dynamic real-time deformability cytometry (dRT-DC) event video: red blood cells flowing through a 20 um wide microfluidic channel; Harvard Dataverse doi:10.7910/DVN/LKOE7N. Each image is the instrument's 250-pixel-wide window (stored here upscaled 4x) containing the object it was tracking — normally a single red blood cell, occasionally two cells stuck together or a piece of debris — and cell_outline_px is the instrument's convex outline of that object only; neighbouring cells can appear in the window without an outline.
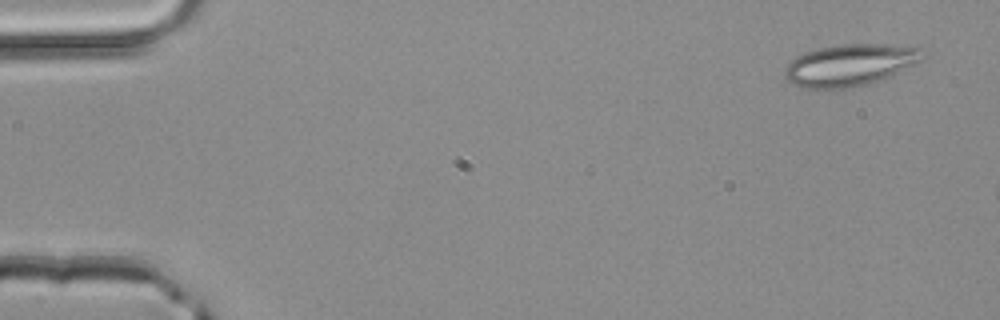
{"species": "common noctule bat (a hibernating species)", "species_latin": "Nyctalus noctula", "temperature_condition": "room temperature", "stored_images_in_passage": 2, "camera_frame_rate_fps": 3000, "um_per_image_px": 0.085, "animal": {"sex": "male", "body_mass_g": 20.4}, "frame": {"image": 1, "passage_image": 2, "time_ms": 0.333, "image_size_px": [1000, 320], "cell_outline_px": [[928, 56], [924, 60], [892, 76], [868, 84], [852, 88], [804, 88], [788, 84], [784, 80], [784, 68], [796, 56], [804, 52], [816, 48], [840, 44], [884, 44], [920, 48]], "centroid_in_image_um": [72.24, 5.53], "position_along_channel_um": 12.8, "area_um2": 34.28}}